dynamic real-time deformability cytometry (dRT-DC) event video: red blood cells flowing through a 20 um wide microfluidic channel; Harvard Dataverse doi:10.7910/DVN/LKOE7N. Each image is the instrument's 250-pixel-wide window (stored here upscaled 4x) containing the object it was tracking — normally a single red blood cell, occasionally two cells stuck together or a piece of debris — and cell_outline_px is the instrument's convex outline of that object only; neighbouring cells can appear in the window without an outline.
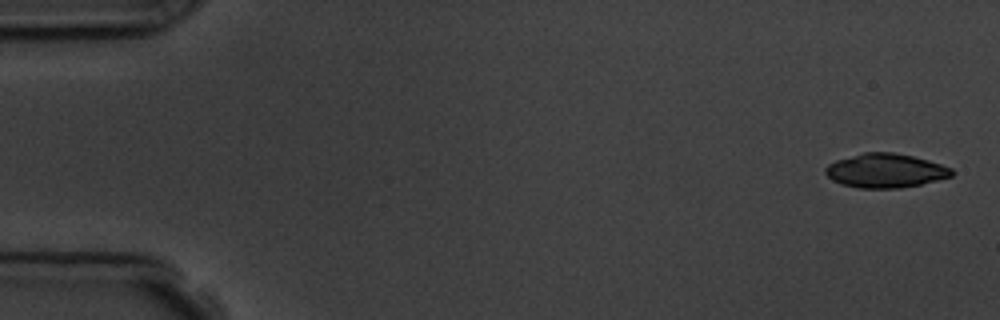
{"species": "common noctule bat (a hibernating species)", "species_latin": "Nyctalus noctula", "temperature_condition": "room temperature", "stored_images_in_passage": 4, "camera_frame_rate_fps": 3000, "um_per_image_px": 0.085, "animal": {"sex": "male", "body_mass_g": 19.5, "forearm_length_mm": 54.6}, "frame": {"image": 1, "passage_image": 1, "time_ms": 0.0, "image_size_px": [1000, 320], "cell_outline_px": [[956, 172], [952, 176], [920, 184], [900, 188], [860, 188], [840, 184], [832, 180], [824, 172], [824, 168], [828, 164], [836, 160], [864, 152], [892, 152], [912, 156], [928, 160], [952, 168]], "centroid_in_image_um": [75.25, 14.5], "position_along_channel_um": 9.8, "area_um2": 25.09}}
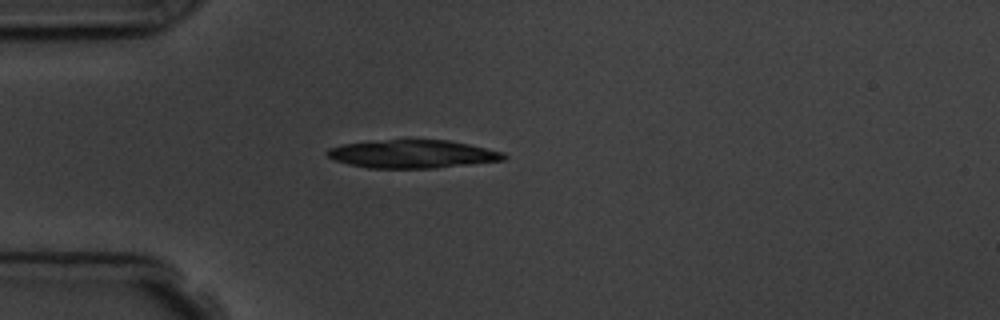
{"frame": {"image": 2, "passage_image": 4, "time_ms": 4.333, "image_size_px": [1000, 320], "cell_outline_px": [[508, 156], [504, 160], [436, 168], [368, 168], [348, 164], [336, 160], [328, 156], [324, 152], [328, 148], [340, 144], [388, 140], [448, 140], [468, 144], [504, 152]], "centroid_in_image_um": [35.06, 13.09], "position_along_channel_um": 49.9, "area_um2": 28.9}}